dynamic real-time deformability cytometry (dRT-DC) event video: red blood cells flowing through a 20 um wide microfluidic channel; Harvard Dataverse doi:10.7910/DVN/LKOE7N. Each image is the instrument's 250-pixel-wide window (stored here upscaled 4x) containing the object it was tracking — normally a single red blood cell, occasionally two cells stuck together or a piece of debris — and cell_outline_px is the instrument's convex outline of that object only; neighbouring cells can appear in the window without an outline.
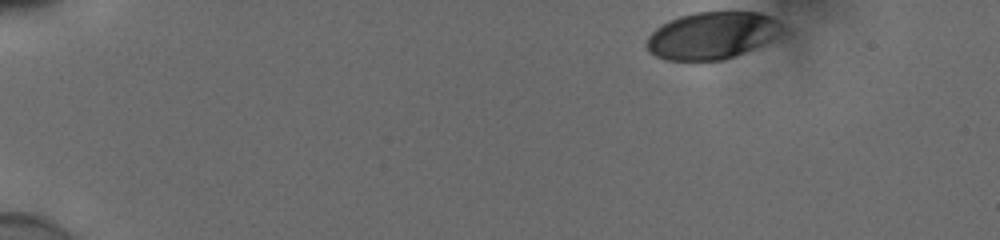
{"species": "human", "species_latin": "Homo sapiens", "temperature_condition": "cold", "stored_images_in_passage": 41, "camera_frame_rate_fps": 3000, "um_per_image_px": 0.085, "donor": {"sex": "male"}, "frame": {"image": 1, "passage_image": 1, "time_ms": 0.0, "image_size_px": [1000, 240], "cell_outline_px": [[784, 32], [752, 48], [724, 60], [668, 60], [656, 56], [648, 52], [648, 36], [656, 28], [680, 16], [696, 12], [760, 12], [784, 24]], "centroid_in_image_um": [60.53, 3.0], "position_along_channel_um": 24.5, "area_um2": 36.65}}
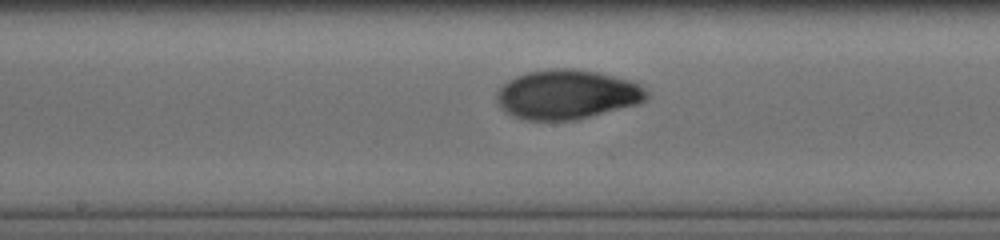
{"frame": {"image": 2, "passage_image": 24, "time_ms": 7.667, "image_size_px": [1000, 240], "cell_outline_px": [[648, 96], [640, 104], [576, 120], [528, 120], [516, 116], [508, 112], [496, 100], [496, 92], [508, 80], [516, 76], [528, 72], [552, 68], [576, 68], [596, 72], [628, 80], [640, 84], [648, 92]], "centroid_in_image_um": [48.23, 8.02], "position_along_channel_um": 200.0, "area_um2": 43.0}}
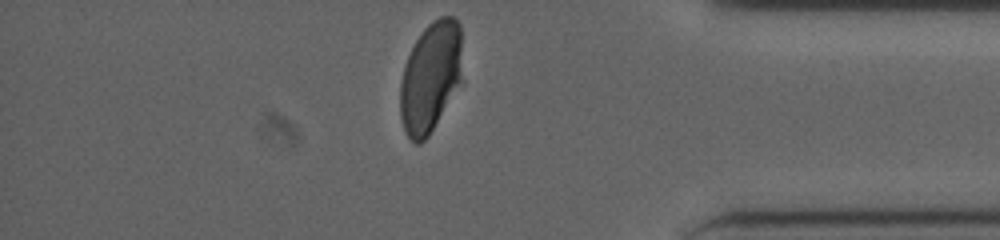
{"frame": {"image": 3, "passage_image": 41, "time_ms": 13.333, "image_size_px": [1000, 240], "cell_outline_px": [[464, 80], [428, 136], [420, 144], [416, 144], [404, 132], [400, 116], [400, 84], [404, 68], [408, 56], [416, 40], [424, 28], [432, 20], [440, 16], [452, 16], [460, 24]], "centroid_in_image_um": [36.63, 6.55], "position_along_channel_um": 398.6, "area_um2": 40.69}, "authors_computed_cell_mechanics": {"area_um2": 41.7316, "velocity_mm_per_s": 3.8521, "shape_relaxation_time_tau1_ms": 3.9553, "shape_relaxation_time_tau2_ms": 1.3942, "deformation_change_tau1": 0.1627, "deformation_change_tau2": 0.0238}}